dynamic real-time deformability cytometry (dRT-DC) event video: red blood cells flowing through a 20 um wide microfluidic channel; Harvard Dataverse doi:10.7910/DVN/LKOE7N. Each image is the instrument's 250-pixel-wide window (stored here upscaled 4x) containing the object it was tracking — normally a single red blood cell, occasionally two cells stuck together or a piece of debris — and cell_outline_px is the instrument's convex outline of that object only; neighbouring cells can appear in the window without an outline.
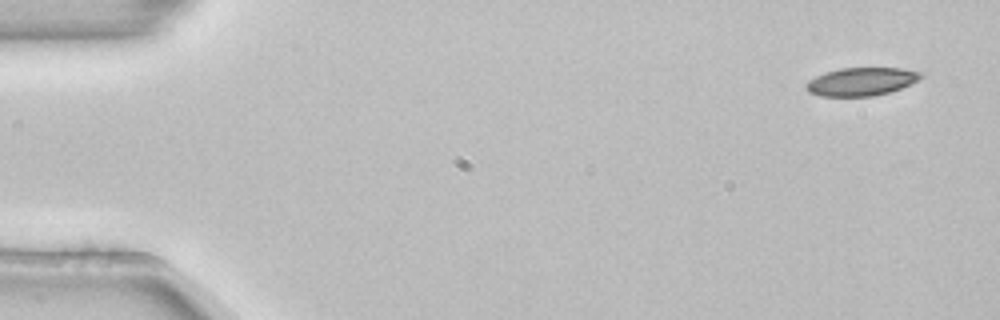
{"species": "common noctule bat (a hibernating species)", "species_latin": "Nyctalus noctula", "temperature_condition": "room temperature", "stored_images_in_passage": 4, "camera_frame_rate_fps": 3000, "um_per_image_px": 0.085, "animal": {"sex": "female", "body_mass_g": 22.7, "forearm_length_mm": 54.2}, "frame": {"image": 1, "passage_image": 1, "time_ms": 0.0, "image_size_px": [1000, 320], "cell_outline_px": [[924, 76], [912, 84], [888, 92], [872, 96], [820, 96], [808, 92], [804, 88], [804, 84], [808, 80], [824, 72], [840, 68], [904, 68], [920, 72]], "centroid_in_image_um": [73.18, 6.93], "position_along_channel_um": 11.8, "area_um2": 18.96}}
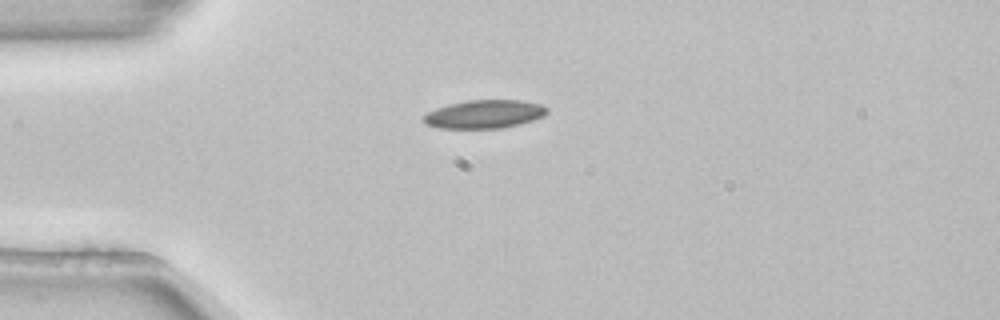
{"frame": {"image": 2, "passage_image": 3, "time_ms": 0.667, "image_size_px": [1000, 320], "cell_outline_px": [[548, 112], [544, 116], [520, 124], [500, 128], [440, 128], [424, 124], [420, 116], [436, 108], [448, 104], [468, 100], [524, 100], [540, 104], [548, 108]], "centroid_in_image_um": [41.14, 9.7], "position_along_channel_um": 43.9, "area_um2": 20.58}}